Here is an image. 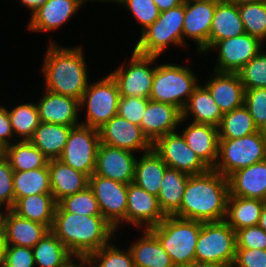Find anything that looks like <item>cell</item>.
Returning <instances> with one entry per match:
<instances>
[{
	"label": "cell",
	"mask_w": 266,
	"mask_h": 267,
	"mask_svg": "<svg viewBox=\"0 0 266 267\" xmlns=\"http://www.w3.org/2000/svg\"><path fill=\"white\" fill-rule=\"evenodd\" d=\"M229 196L228 178L214 169L190 175L182 197L179 218L200 222L225 220Z\"/></svg>",
	"instance_id": "1"
},
{
	"label": "cell",
	"mask_w": 266,
	"mask_h": 267,
	"mask_svg": "<svg viewBox=\"0 0 266 267\" xmlns=\"http://www.w3.org/2000/svg\"><path fill=\"white\" fill-rule=\"evenodd\" d=\"M50 231L74 257H88L116 239L115 228L103 216L68 213L58 204Z\"/></svg>",
	"instance_id": "2"
},
{
	"label": "cell",
	"mask_w": 266,
	"mask_h": 267,
	"mask_svg": "<svg viewBox=\"0 0 266 267\" xmlns=\"http://www.w3.org/2000/svg\"><path fill=\"white\" fill-rule=\"evenodd\" d=\"M52 41L53 39H50L41 69L45 76V89L80 101L89 85L87 64L81 44L80 47L68 48Z\"/></svg>",
	"instance_id": "3"
},
{
	"label": "cell",
	"mask_w": 266,
	"mask_h": 267,
	"mask_svg": "<svg viewBox=\"0 0 266 267\" xmlns=\"http://www.w3.org/2000/svg\"><path fill=\"white\" fill-rule=\"evenodd\" d=\"M175 267H186L195 261V248L201 222L176 216H166L158 225L149 228Z\"/></svg>",
	"instance_id": "4"
},
{
	"label": "cell",
	"mask_w": 266,
	"mask_h": 267,
	"mask_svg": "<svg viewBox=\"0 0 266 267\" xmlns=\"http://www.w3.org/2000/svg\"><path fill=\"white\" fill-rule=\"evenodd\" d=\"M198 85L197 76L187 66L157 64L149 99L176 106L182 111Z\"/></svg>",
	"instance_id": "5"
},
{
	"label": "cell",
	"mask_w": 266,
	"mask_h": 267,
	"mask_svg": "<svg viewBox=\"0 0 266 267\" xmlns=\"http://www.w3.org/2000/svg\"><path fill=\"white\" fill-rule=\"evenodd\" d=\"M185 3L160 12L158 19L144 31L133 50L159 57L169 45L183 46Z\"/></svg>",
	"instance_id": "6"
},
{
	"label": "cell",
	"mask_w": 266,
	"mask_h": 267,
	"mask_svg": "<svg viewBox=\"0 0 266 267\" xmlns=\"http://www.w3.org/2000/svg\"><path fill=\"white\" fill-rule=\"evenodd\" d=\"M266 160V137L257 132L237 139H219L218 161L213 168L225 177Z\"/></svg>",
	"instance_id": "7"
},
{
	"label": "cell",
	"mask_w": 266,
	"mask_h": 267,
	"mask_svg": "<svg viewBox=\"0 0 266 267\" xmlns=\"http://www.w3.org/2000/svg\"><path fill=\"white\" fill-rule=\"evenodd\" d=\"M120 93L115 79L109 75L88 85L79 101L80 109L86 108V120L81 125L99 130L117 115Z\"/></svg>",
	"instance_id": "8"
},
{
	"label": "cell",
	"mask_w": 266,
	"mask_h": 267,
	"mask_svg": "<svg viewBox=\"0 0 266 267\" xmlns=\"http://www.w3.org/2000/svg\"><path fill=\"white\" fill-rule=\"evenodd\" d=\"M236 256V231L224 220L201 222L195 248V261L233 264Z\"/></svg>",
	"instance_id": "9"
},
{
	"label": "cell",
	"mask_w": 266,
	"mask_h": 267,
	"mask_svg": "<svg viewBox=\"0 0 266 267\" xmlns=\"http://www.w3.org/2000/svg\"><path fill=\"white\" fill-rule=\"evenodd\" d=\"M157 58L133 50L127 66L121 65L110 73L118 85L120 96L149 99L157 66L151 65Z\"/></svg>",
	"instance_id": "10"
},
{
	"label": "cell",
	"mask_w": 266,
	"mask_h": 267,
	"mask_svg": "<svg viewBox=\"0 0 266 267\" xmlns=\"http://www.w3.org/2000/svg\"><path fill=\"white\" fill-rule=\"evenodd\" d=\"M100 143L99 130L80 124L71 129L58 160L90 177L95 170Z\"/></svg>",
	"instance_id": "11"
},
{
	"label": "cell",
	"mask_w": 266,
	"mask_h": 267,
	"mask_svg": "<svg viewBox=\"0 0 266 267\" xmlns=\"http://www.w3.org/2000/svg\"><path fill=\"white\" fill-rule=\"evenodd\" d=\"M88 186L98 201L102 216L117 232L119 225L126 222L128 184L93 173Z\"/></svg>",
	"instance_id": "12"
},
{
	"label": "cell",
	"mask_w": 266,
	"mask_h": 267,
	"mask_svg": "<svg viewBox=\"0 0 266 267\" xmlns=\"http://www.w3.org/2000/svg\"><path fill=\"white\" fill-rule=\"evenodd\" d=\"M153 150L167 164L168 168L189 175H199L209 168L188 146L181 133L173 132L159 137L153 144Z\"/></svg>",
	"instance_id": "13"
},
{
	"label": "cell",
	"mask_w": 266,
	"mask_h": 267,
	"mask_svg": "<svg viewBox=\"0 0 266 267\" xmlns=\"http://www.w3.org/2000/svg\"><path fill=\"white\" fill-rule=\"evenodd\" d=\"M264 43L247 33L217 41L209 50H218L217 65L213 71L237 73L261 50Z\"/></svg>",
	"instance_id": "14"
},
{
	"label": "cell",
	"mask_w": 266,
	"mask_h": 267,
	"mask_svg": "<svg viewBox=\"0 0 266 267\" xmlns=\"http://www.w3.org/2000/svg\"><path fill=\"white\" fill-rule=\"evenodd\" d=\"M218 1L194 0L185 2L183 25L184 47H188L184 39L187 37L196 43L197 52L205 54L209 51V32Z\"/></svg>",
	"instance_id": "15"
},
{
	"label": "cell",
	"mask_w": 266,
	"mask_h": 267,
	"mask_svg": "<svg viewBox=\"0 0 266 267\" xmlns=\"http://www.w3.org/2000/svg\"><path fill=\"white\" fill-rule=\"evenodd\" d=\"M101 143L128 151H143L152 149V143L137 126L118 115L111 118L100 129Z\"/></svg>",
	"instance_id": "16"
},
{
	"label": "cell",
	"mask_w": 266,
	"mask_h": 267,
	"mask_svg": "<svg viewBox=\"0 0 266 267\" xmlns=\"http://www.w3.org/2000/svg\"><path fill=\"white\" fill-rule=\"evenodd\" d=\"M137 154L100 143L94 174L129 184L134 181Z\"/></svg>",
	"instance_id": "17"
},
{
	"label": "cell",
	"mask_w": 266,
	"mask_h": 267,
	"mask_svg": "<svg viewBox=\"0 0 266 267\" xmlns=\"http://www.w3.org/2000/svg\"><path fill=\"white\" fill-rule=\"evenodd\" d=\"M165 217L157 196L133 182L128 184L126 223L137 226L136 228L149 229L158 225Z\"/></svg>",
	"instance_id": "18"
},
{
	"label": "cell",
	"mask_w": 266,
	"mask_h": 267,
	"mask_svg": "<svg viewBox=\"0 0 266 267\" xmlns=\"http://www.w3.org/2000/svg\"><path fill=\"white\" fill-rule=\"evenodd\" d=\"M181 119L182 111L176 106L149 100L140 127L153 144L159 137L176 132Z\"/></svg>",
	"instance_id": "19"
},
{
	"label": "cell",
	"mask_w": 266,
	"mask_h": 267,
	"mask_svg": "<svg viewBox=\"0 0 266 267\" xmlns=\"http://www.w3.org/2000/svg\"><path fill=\"white\" fill-rule=\"evenodd\" d=\"M40 122L76 127L81 123L79 118V100L53 93L45 89V93L36 103Z\"/></svg>",
	"instance_id": "20"
},
{
	"label": "cell",
	"mask_w": 266,
	"mask_h": 267,
	"mask_svg": "<svg viewBox=\"0 0 266 267\" xmlns=\"http://www.w3.org/2000/svg\"><path fill=\"white\" fill-rule=\"evenodd\" d=\"M1 231L6 245L33 248L50 229L41 223L22 218L8 210L1 214Z\"/></svg>",
	"instance_id": "21"
},
{
	"label": "cell",
	"mask_w": 266,
	"mask_h": 267,
	"mask_svg": "<svg viewBox=\"0 0 266 267\" xmlns=\"http://www.w3.org/2000/svg\"><path fill=\"white\" fill-rule=\"evenodd\" d=\"M81 6L80 0H48L31 15L27 28L34 33L55 31L75 16Z\"/></svg>",
	"instance_id": "22"
},
{
	"label": "cell",
	"mask_w": 266,
	"mask_h": 267,
	"mask_svg": "<svg viewBox=\"0 0 266 267\" xmlns=\"http://www.w3.org/2000/svg\"><path fill=\"white\" fill-rule=\"evenodd\" d=\"M211 76L204 86L223 114L244 105L245 88L237 73L214 71Z\"/></svg>",
	"instance_id": "23"
},
{
	"label": "cell",
	"mask_w": 266,
	"mask_h": 267,
	"mask_svg": "<svg viewBox=\"0 0 266 267\" xmlns=\"http://www.w3.org/2000/svg\"><path fill=\"white\" fill-rule=\"evenodd\" d=\"M188 146L209 168L213 169L218 161L219 155V134L218 127L191 122L182 130Z\"/></svg>",
	"instance_id": "24"
},
{
	"label": "cell",
	"mask_w": 266,
	"mask_h": 267,
	"mask_svg": "<svg viewBox=\"0 0 266 267\" xmlns=\"http://www.w3.org/2000/svg\"><path fill=\"white\" fill-rule=\"evenodd\" d=\"M228 183L229 196L266 201V160L233 172Z\"/></svg>",
	"instance_id": "25"
},
{
	"label": "cell",
	"mask_w": 266,
	"mask_h": 267,
	"mask_svg": "<svg viewBox=\"0 0 266 267\" xmlns=\"http://www.w3.org/2000/svg\"><path fill=\"white\" fill-rule=\"evenodd\" d=\"M51 194L56 203L66 196L84 190L89 185V177L58 159L48 161Z\"/></svg>",
	"instance_id": "26"
},
{
	"label": "cell",
	"mask_w": 266,
	"mask_h": 267,
	"mask_svg": "<svg viewBox=\"0 0 266 267\" xmlns=\"http://www.w3.org/2000/svg\"><path fill=\"white\" fill-rule=\"evenodd\" d=\"M244 33L246 32L241 20L238 5L219 0L211 22L209 49L217 41L234 38Z\"/></svg>",
	"instance_id": "27"
},
{
	"label": "cell",
	"mask_w": 266,
	"mask_h": 267,
	"mask_svg": "<svg viewBox=\"0 0 266 267\" xmlns=\"http://www.w3.org/2000/svg\"><path fill=\"white\" fill-rule=\"evenodd\" d=\"M190 115H192V122L218 127L224 114L215 103L209 90L199 84L182 110L181 122L186 121Z\"/></svg>",
	"instance_id": "28"
},
{
	"label": "cell",
	"mask_w": 266,
	"mask_h": 267,
	"mask_svg": "<svg viewBox=\"0 0 266 267\" xmlns=\"http://www.w3.org/2000/svg\"><path fill=\"white\" fill-rule=\"evenodd\" d=\"M128 249L132 254L134 267H175L149 229H143L142 237Z\"/></svg>",
	"instance_id": "29"
},
{
	"label": "cell",
	"mask_w": 266,
	"mask_h": 267,
	"mask_svg": "<svg viewBox=\"0 0 266 267\" xmlns=\"http://www.w3.org/2000/svg\"><path fill=\"white\" fill-rule=\"evenodd\" d=\"M167 168V164L152 148L137 158L133 183L148 193L158 196L160 184Z\"/></svg>",
	"instance_id": "30"
},
{
	"label": "cell",
	"mask_w": 266,
	"mask_h": 267,
	"mask_svg": "<svg viewBox=\"0 0 266 267\" xmlns=\"http://www.w3.org/2000/svg\"><path fill=\"white\" fill-rule=\"evenodd\" d=\"M189 176L187 173L172 168H167L164 172L157 197L165 216H174L180 210Z\"/></svg>",
	"instance_id": "31"
},
{
	"label": "cell",
	"mask_w": 266,
	"mask_h": 267,
	"mask_svg": "<svg viewBox=\"0 0 266 267\" xmlns=\"http://www.w3.org/2000/svg\"><path fill=\"white\" fill-rule=\"evenodd\" d=\"M56 205L52 194H35L19 198L12 211L22 218L46 225L51 230Z\"/></svg>",
	"instance_id": "32"
},
{
	"label": "cell",
	"mask_w": 266,
	"mask_h": 267,
	"mask_svg": "<svg viewBox=\"0 0 266 267\" xmlns=\"http://www.w3.org/2000/svg\"><path fill=\"white\" fill-rule=\"evenodd\" d=\"M266 201L228 196L225 222L234 230L256 226Z\"/></svg>",
	"instance_id": "33"
},
{
	"label": "cell",
	"mask_w": 266,
	"mask_h": 267,
	"mask_svg": "<svg viewBox=\"0 0 266 267\" xmlns=\"http://www.w3.org/2000/svg\"><path fill=\"white\" fill-rule=\"evenodd\" d=\"M72 128V126L40 122L29 141L49 160L58 159Z\"/></svg>",
	"instance_id": "34"
},
{
	"label": "cell",
	"mask_w": 266,
	"mask_h": 267,
	"mask_svg": "<svg viewBox=\"0 0 266 267\" xmlns=\"http://www.w3.org/2000/svg\"><path fill=\"white\" fill-rule=\"evenodd\" d=\"M3 157L13 171H29L43 168L49 159L30 141L12 142L4 148Z\"/></svg>",
	"instance_id": "35"
},
{
	"label": "cell",
	"mask_w": 266,
	"mask_h": 267,
	"mask_svg": "<svg viewBox=\"0 0 266 267\" xmlns=\"http://www.w3.org/2000/svg\"><path fill=\"white\" fill-rule=\"evenodd\" d=\"M14 203L19 199L35 194H51L48 164L43 168L29 171H14Z\"/></svg>",
	"instance_id": "36"
},
{
	"label": "cell",
	"mask_w": 266,
	"mask_h": 267,
	"mask_svg": "<svg viewBox=\"0 0 266 267\" xmlns=\"http://www.w3.org/2000/svg\"><path fill=\"white\" fill-rule=\"evenodd\" d=\"M32 250L38 267H63L74 257L51 231Z\"/></svg>",
	"instance_id": "37"
},
{
	"label": "cell",
	"mask_w": 266,
	"mask_h": 267,
	"mask_svg": "<svg viewBox=\"0 0 266 267\" xmlns=\"http://www.w3.org/2000/svg\"><path fill=\"white\" fill-rule=\"evenodd\" d=\"M258 130L244 105L224 113L218 126L219 139H237L253 134Z\"/></svg>",
	"instance_id": "38"
},
{
	"label": "cell",
	"mask_w": 266,
	"mask_h": 267,
	"mask_svg": "<svg viewBox=\"0 0 266 267\" xmlns=\"http://www.w3.org/2000/svg\"><path fill=\"white\" fill-rule=\"evenodd\" d=\"M14 136L20 141H29L36 128L40 124L37 105L34 103L19 104L12 110H8Z\"/></svg>",
	"instance_id": "39"
},
{
	"label": "cell",
	"mask_w": 266,
	"mask_h": 267,
	"mask_svg": "<svg viewBox=\"0 0 266 267\" xmlns=\"http://www.w3.org/2000/svg\"><path fill=\"white\" fill-rule=\"evenodd\" d=\"M245 32L265 43L266 1L238 5Z\"/></svg>",
	"instance_id": "40"
},
{
	"label": "cell",
	"mask_w": 266,
	"mask_h": 267,
	"mask_svg": "<svg viewBox=\"0 0 266 267\" xmlns=\"http://www.w3.org/2000/svg\"><path fill=\"white\" fill-rule=\"evenodd\" d=\"M57 204L68 213L86 216H102L98 201L89 186L80 192L66 196Z\"/></svg>",
	"instance_id": "41"
},
{
	"label": "cell",
	"mask_w": 266,
	"mask_h": 267,
	"mask_svg": "<svg viewBox=\"0 0 266 267\" xmlns=\"http://www.w3.org/2000/svg\"><path fill=\"white\" fill-rule=\"evenodd\" d=\"M92 267H134L129 249L121 250L109 242L88 256Z\"/></svg>",
	"instance_id": "42"
},
{
	"label": "cell",
	"mask_w": 266,
	"mask_h": 267,
	"mask_svg": "<svg viewBox=\"0 0 266 267\" xmlns=\"http://www.w3.org/2000/svg\"><path fill=\"white\" fill-rule=\"evenodd\" d=\"M237 74L246 89L266 88V51H260Z\"/></svg>",
	"instance_id": "43"
},
{
	"label": "cell",
	"mask_w": 266,
	"mask_h": 267,
	"mask_svg": "<svg viewBox=\"0 0 266 267\" xmlns=\"http://www.w3.org/2000/svg\"><path fill=\"white\" fill-rule=\"evenodd\" d=\"M125 7L133 14L141 26V32L152 25L159 17L160 11L153 0H120L119 6Z\"/></svg>",
	"instance_id": "44"
},
{
	"label": "cell",
	"mask_w": 266,
	"mask_h": 267,
	"mask_svg": "<svg viewBox=\"0 0 266 267\" xmlns=\"http://www.w3.org/2000/svg\"><path fill=\"white\" fill-rule=\"evenodd\" d=\"M244 106L252 116L255 126L260 129L266 121V88L246 89Z\"/></svg>",
	"instance_id": "45"
},
{
	"label": "cell",
	"mask_w": 266,
	"mask_h": 267,
	"mask_svg": "<svg viewBox=\"0 0 266 267\" xmlns=\"http://www.w3.org/2000/svg\"><path fill=\"white\" fill-rule=\"evenodd\" d=\"M149 100L150 99L142 97L120 96L117 115L140 126Z\"/></svg>",
	"instance_id": "46"
},
{
	"label": "cell",
	"mask_w": 266,
	"mask_h": 267,
	"mask_svg": "<svg viewBox=\"0 0 266 267\" xmlns=\"http://www.w3.org/2000/svg\"><path fill=\"white\" fill-rule=\"evenodd\" d=\"M13 173L9 162L4 158H0V212L12 210L14 205V186ZM3 207L5 209H3ZM5 210V211H1Z\"/></svg>",
	"instance_id": "47"
},
{
	"label": "cell",
	"mask_w": 266,
	"mask_h": 267,
	"mask_svg": "<svg viewBox=\"0 0 266 267\" xmlns=\"http://www.w3.org/2000/svg\"><path fill=\"white\" fill-rule=\"evenodd\" d=\"M236 249L266 250V232L258 225L237 230Z\"/></svg>",
	"instance_id": "48"
},
{
	"label": "cell",
	"mask_w": 266,
	"mask_h": 267,
	"mask_svg": "<svg viewBox=\"0 0 266 267\" xmlns=\"http://www.w3.org/2000/svg\"><path fill=\"white\" fill-rule=\"evenodd\" d=\"M32 248L6 245L4 267H35Z\"/></svg>",
	"instance_id": "49"
},
{
	"label": "cell",
	"mask_w": 266,
	"mask_h": 267,
	"mask_svg": "<svg viewBox=\"0 0 266 267\" xmlns=\"http://www.w3.org/2000/svg\"><path fill=\"white\" fill-rule=\"evenodd\" d=\"M233 267H266V250L236 249Z\"/></svg>",
	"instance_id": "50"
},
{
	"label": "cell",
	"mask_w": 266,
	"mask_h": 267,
	"mask_svg": "<svg viewBox=\"0 0 266 267\" xmlns=\"http://www.w3.org/2000/svg\"><path fill=\"white\" fill-rule=\"evenodd\" d=\"M14 131L8 114V109L0 105V145L5 148L11 144Z\"/></svg>",
	"instance_id": "51"
},
{
	"label": "cell",
	"mask_w": 266,
	"mask_h": 267,
	"mask_svg": "<svg viewBox=\"0 0 266 267\" xmlns=\"http://www.w3.org/2000/svg\"><path fill=\"white\" fill-rule=\"evenodd\" d=\"M160 12L167 11L171 8L181 5L182 0H153Z\"/></svg>",
	"instance_id": "52"
},
{
	"label": "cell",
	"mask_w": 266,
	"mask_h": 267,
	"mask_svg": "<svg viewBox=\"0 0 266 267\" xmlns=\"http://www.w3.org/2000/svg\"><path fill=\"white\" fill-rule=\"evenodd\" d=\"M87 266L92 267L88 257H73L63 267H87Z\"/></svg>",
	"instance_id": "53"
},
{
	"label": "cell",
	"mask_w": 266,
	"mask_h": 267,
	"mask_svg": "<svg viewBox=\"0 0 266 267\" xmlns=\"http://www.w3.org/2000/svg\"><path fill=\"white\" fill-rule=\"evenodd\" d=\"M48 0H20L21 4L25 5L27 9H30L31 15H33L41 6H43Z\"/></svg>",
	"instance_id": "54"
},
{
	"label": "cell",
	"mask_w": 266,
	"mask_h": 267,
	"mask_svg": "<svg viewBox=\"0 0 266 267\" xmlns=\"http://www.w3.org/2000/svg\"><path fill=\"white\" fill-rule=\"evenodd\" d=\"M186 267H233V264L226 263H208V262H197L194 261Z\"/></svg>",
	"instance_id": "55"
},
{
	"label": "cell",
	"mask_w": 266,
	"mask_h": 267,
	"mask_svg": "<svg viewBox=\"0 0 266 267\" xmlns=\"http://www.w3.org/2000/svg\"><path fill=\"white\" fill-rule=\"evenodd\" d=\"M6 242L4 240L3 232L0 229V267H4Z\"/></svg>",
	"instance_id": "56"
},
{
	"label": "cell",
	"mask_w": 266,
	"mask_h": 267,
	"mask_svg": "<svg viewBox=\"0 0 266 267\" xmlns=\"http://www.w3.org/2000/svg\"><path fill=\"white\" fill-rule=\"evenodd\" d=\"M257 225L266 232V202L262 207L260 219Z\"/></svg>",
	"instance_id": "57"
},
{
	"label": "cell",
	"mask_w": 266,
	"mask_h": 267,
	"mask_svg": "<svg viewBox=\"0 0 266 267\" xmlns=\"http://www.w3.org/2000/svg\"><path fill=\"white\" fill-rule=\"evenodd\" d=\"M224 1L236 4V5H240V4L251 3V2H262L266 0H224Z\"/></svg>",
	"instance_id": "58"
},
{
	"label": "cell",
	"mask_w": 266,
	"mask_h": 267,
	"mask_svg": "<svg viewBox=\"0 0 266 267\" xmlns=\"http://www.w3.org/2000/svg\"><path fill=\"white\" fill-rule=\"evenodd\" d=\"M81 1V3H82V5H84V3H87V2H89V1H91V2H93V1H97V2H103V1H108V2H113V3H117V4H119L120 3V0H80Z\"/></svg>",
	"instance_id": "59"
},
{
	"label": "cell",
	"mask_w": 266,
	"mask_h": 267,
	"mask_svg": "<svg viewBox=\"0 0 266 267\" xmlns=\"http://www.w3.org/2000/svg\"><path fill=\"white\" fill-rule=\"evenodd\" d=\"M259 131L266 137V121L264 125L259 129Z\"/></svg>",
	"instance_id": "60"
},
{
	"label": "cell",
	"mask_w": 266,
	"mask_h": 267,
	"mask_svg": "<svg viewBox=\"0 0 266 267\" xmlns=\"http://www.w3.org/2000/svg\"><path fill=\"white\" fill-rule=\"evenodd\" d=\"M4 148L0 145V158L3 157Z\"/></svg>",
	"instance_id": "61"
},
{
	"label": "cell",
	"mask_w": 266,
	"mask_h": 267,
	"mask_svg": "<svg viewBox=\"0 0 266 267\" xmlns=\"http://www.w3.org/2000/svg\"><path fill=\"white\" fill-rule=\"evenodd\" d=\"M189 1H194V0H182L183 3L189 2Z\"/></svg>",
	"instance_id": "62"
},
{
	"label": "cell",
	"mask_w": 266,
	"mask_h": 267,
	"mask_svg": "<svg viewBox=\"0 0 266 267\" xmlns=\"http://www.w3.org/2000/svg\"><path fill=\"white\" fill-rule=\"evenodd\" d=\"M1 214H2V213L0 212V228H1Z\"/></svg>",
	"instance_id": "63"
}]
</instances>
